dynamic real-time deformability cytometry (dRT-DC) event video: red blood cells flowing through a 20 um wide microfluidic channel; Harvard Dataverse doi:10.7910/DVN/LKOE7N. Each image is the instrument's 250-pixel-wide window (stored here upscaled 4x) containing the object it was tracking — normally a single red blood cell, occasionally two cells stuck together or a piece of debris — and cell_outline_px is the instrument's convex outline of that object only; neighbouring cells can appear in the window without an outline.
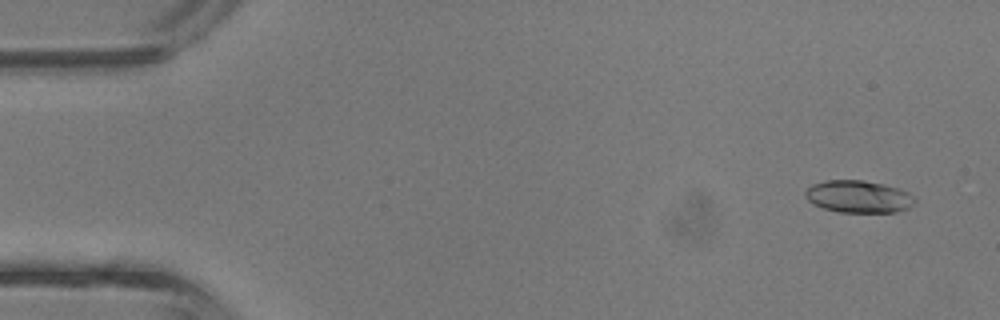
{"species": "common noctule bat (a hibernating species)", "species_latin": "Nyctalus noctula", "temperature_condition": "room temperature", "stored_images_in_passage": 43, "camera_frame_rate_fps": 3000, "um_per_image_px": 0.085, "animal": {"sex": "male", "body_mass_g": 13.3}, "frame": {"image": 1, "passage_image": 3, "time_ms": 0.667, "image_size_px": [1000, 320], "cell_outline_px": [[916, 200], [908, 208], [896, 212], [840, 212], [824, 208], [812, 204], [804, 196], [804, 192], [812, 184], [828, 180], [864, 180], [884, 184], [908, 192]], "centroid_in_image_um": [72.94, 16.71], "position_along_channel_um": 12.1, "area_um2": 20.52}}
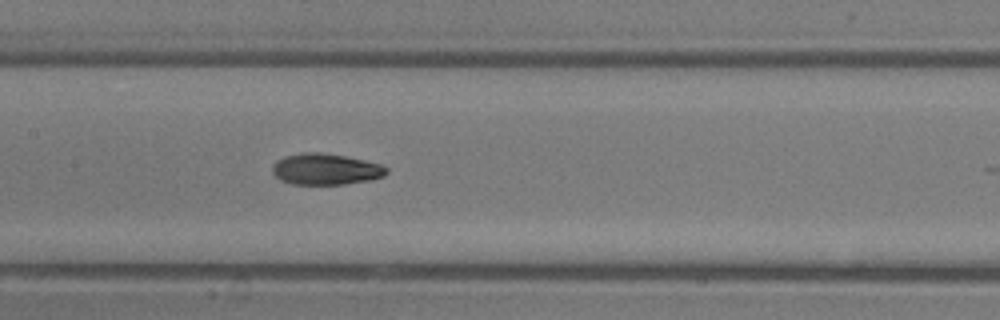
{"frame": {"image": 2, "passage_image": 21, "time_ms": 6.667, "image_size_px": [1000, 320], "cell_outline_px": [[388, 172], [384, 176], [372, 180], [344, 184], [292, 184], [280, 180], [272, 172], [272, 164], [276, 160], [284, 156], [304, 152], [320, 152], [344, 156], [384, 164], [388, 168]], "centroid_in_image_um": [27.7, 14.38], "position_along_channel_um": 179.7, "area_um2": 20.98}}
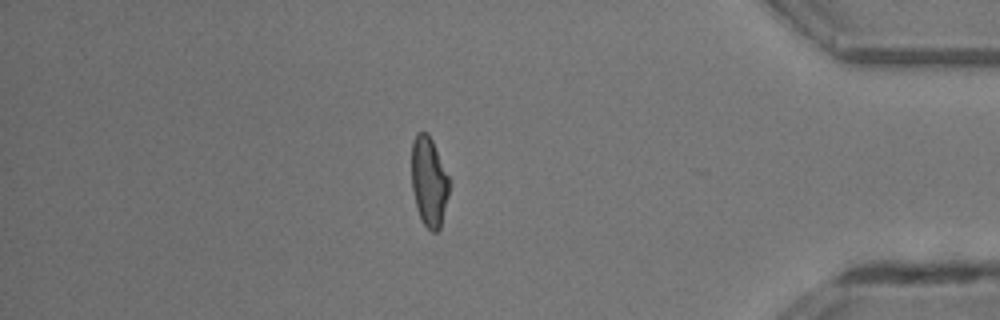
{"frame": {"image": 3, "passage_image": 37, "time_ms": 12.0, "image_size_px": [1000, 320], "cell_outline_px": [[448, 192], [440, 228], [436, 232], [432, 232], [424, 224], [416, 208], [412, 188], [412, 144], [416, 132], [428, 132], [432, 140], [448, 176]], "centroid_in_image_um": [36.44, 15.42], "position_along_channel_um": 398.8, "area_um2": 19.25}, "authors_computed_cell_mechanics": {"area_um2": 20.2878, "velocity_mm_per_s": 4.84, "shape_relaxation_time_tau1_ms": 3.2263, "shape_relaxation_time_tau2_ms": 2.1252, "deformation_change_tau1": 0.1839, "deformation_change_tau2": 0.0901}}